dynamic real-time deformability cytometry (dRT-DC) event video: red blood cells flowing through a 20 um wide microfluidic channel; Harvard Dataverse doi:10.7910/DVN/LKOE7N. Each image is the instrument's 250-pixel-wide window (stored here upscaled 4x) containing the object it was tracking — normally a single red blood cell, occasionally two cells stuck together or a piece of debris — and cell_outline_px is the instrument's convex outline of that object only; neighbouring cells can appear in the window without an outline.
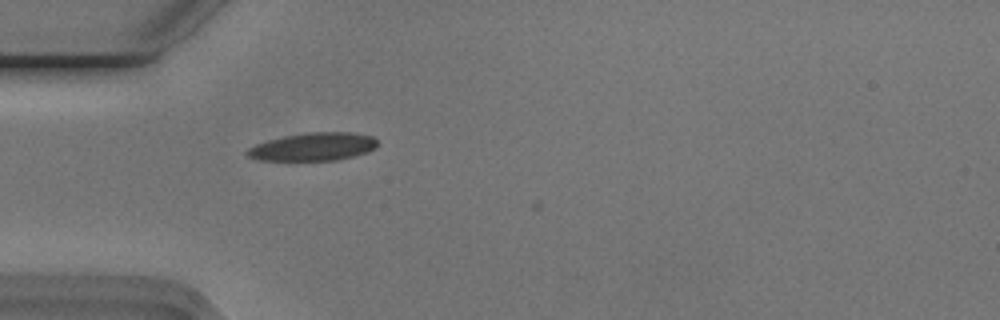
{"species": "Egyptian fruit bat (a non-hibernating species)", "species_latin": "Rousettus aegyptiacus", "temperature_condition": "cold", "stored_images_in_passage": 22, "camera_frame_rate_fps": 3000, "um_per_image_px": 0.085, "animal": {"sex": "male"}, "frame": {"image": 1, "passage_image": 1, "time_ms": 0.0, "image_size_px": [1000, 320], "cell_outline_px": [[376, 148], [368, 152], [336, 160], [260, 160], [248, 156], [244, 152], [248, 148], [256, 144], [268, 140], [284, 136], [308, 132], [352, 132], [372, 136], [376, 140]], "centroid_in_image_um": [26.62, 12.47], "position_along_channel_um": 58.4, "area_um2": 21.15}}
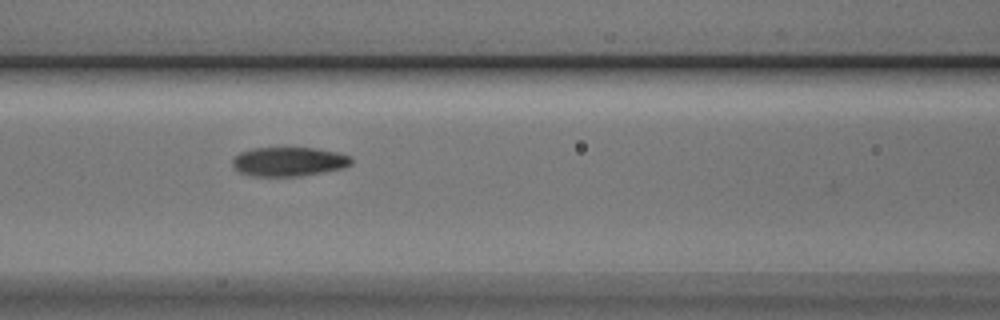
{"frame": {"image": 2, "passage_image": 8, "time_ms": 2.333, "image_size_px": [1000, 320], "cell_outline_px": [[352, 164], [344, 168], [296, 176], [252, 176], [240, 172], [232, 164], [232, 160], [240, 152], [252, 148], [316, 148], [336, 152], [352, 156]], "centroid_in_image_um": [24.56, 13.73], "position_along_channel_um": 142.0, "area_um2": 20.06}}
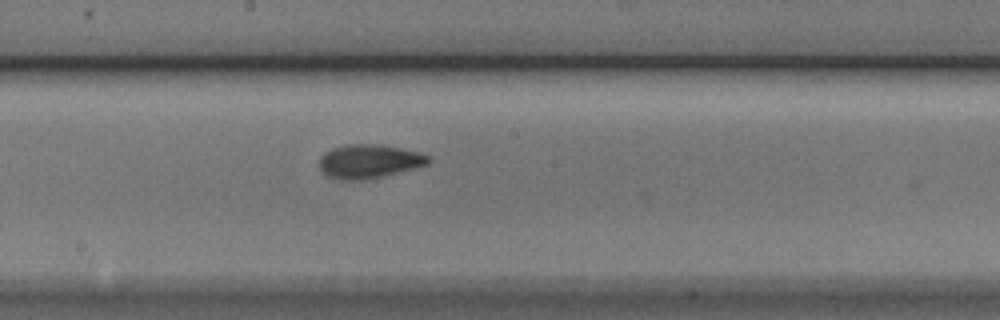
{"frame": {"image": 3, "passage_image": 14, "time_ms": 4.333, "image_size_px": [1000, 320], "cell_outline_px": [[432, 160], [428, 164], [416, 168], [380, 176], [360, 180], [340, 180], [328, 176], [320, 168], [320, 156], [324, 152], [332, 148], [344, 144], [376, 144], [400, 148], [420, 152], [432, 156]], "centroid_in_image_um": [31.39, 13.7], "position_along_channel_um": 216.8, "area_um2": 21.5}}